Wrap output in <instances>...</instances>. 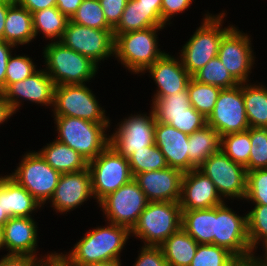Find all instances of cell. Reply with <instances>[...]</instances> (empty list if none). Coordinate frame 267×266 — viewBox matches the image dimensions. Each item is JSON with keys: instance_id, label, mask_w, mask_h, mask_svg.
I'll return each mask as SVG.
<instances>
[{"instance_id": "obj_1", "label": "cell", "mask_w": 267, "mask_h": 266, "mask_svg": "<svg viewBox=\"0 0 267 266\" xmlns=\"http://www.w3.org/2000/svg\"><path fill=\"white\" fill-rule=\"evenodd\" d=\"M86 232L70 254L57 253L56 257L66 266H84L107 260H120V253L131 231L113 223Z\"/></svg>"}, {"instance_id": "obj_2", "label": "cell", "mask_w": 267, "mask_h": 266, "mask_svg": "<svg viewBox=\"0 0 267 266\" xmlns=\"http://www.w3.org/2000/svg\"><path fill=\"white\" fill-rule=\"evenodd\" d=\"M57 141L77 151L88 162L95 159L109 144L105 130L110 123H93L81 118L55 116Z\"/></svg>"}, {"instance_id": "obj_3", "label": "cell", "mask_w": 267, "mask_h": 266, "mask_svg": "<svg viewBox=\"0 0 267 266\" xmlns=\"http://www.w3.org/2000/svg\"><path fill=\"white\" fill-rule=\"evenodd\" d=\"M46 72L55 85L85 84L98 66L88 57L66 47L60 41L48 43L43 50Z\"/></svg>"}, {"instance_id": "obj_4", "label": "cell", "mask_w": 267, "mask_h": 266, "mask_svg": "<svg viewBox=\"0 0 267 266\" xmlns=\"http://www.w3.org/2000/svg\"><path fill=\"white\" fill-rule=\"evenodd\" d=\"M164 27H149L143 30L114 36V55L133 73H143L165 52L158 49V30Z\"/></svg>"}, {"instance_id": "obj_5", "label": "cell", "mask_w": 267, "mask_h": 266, "mask_svg": "<svg viewBox=\"0 0 267 266\" xmlns=\"http://www.w3.org/2000/svg\"><path fill=\"white\" fill-rule=\"evenodd\" d=\"M182 210L179 202H149L131 230L143 239L145 246H160L181 228Z\"/></svg>"}, {"instance_id": "obj_6", "label": "cell", "mask_w": 267, "mask_h": 266, "mask_svg": "<svg viewBox=\"0 0 267 266\" xmlns=\"http://www.w3.org/2000/svg\"><path fill=\"white\" fill-rule=\"evenodd\" d=\"M205 16L202 25L182 47L180 54L181 62L191 76L217 56L222 37L233 27L221 28L224 13L216 16L208 13Z\"/></svg>"}, {"instance_id": "obj_7", "label": "cell", "mask_w": 267, "mask_h": 266, "mask_svg": "<svg viewBox=\"0 0 267 266\" xmlns=\"http://www.w3.org/2000/svg\"><path fill=\"white\" fill-rule=\"evenodd\" d=\"M88 169L97 203L134 178L128 158L122 156L110 144L95 159L88 162Z\"/></svg>"}, {"instance_id": "obj_8", "label": "cell", "mask_w": 267, "mask_h": 266, "mask_svg": "<svg viewBox=\"0 0 267 266\" xmlns=\"http://www.w3.org/2000/svg\"><path fill=\"white\" fill-rule=\"evenodd\" d=\"M214 245L227 249L242 264H251L254 253L249 245L247 215H237L225 202L216 206Z\"/></svg>"}, {"instance_id": "obj_9", "label": "cell", "mask_w": 267, "mask_h": 266, "mask_svg": "<svg viewBox=\"0 0 267 266\" xmlns=\"http://www.w3.org/2000/svg\"><path fill=\"white\" fill-rule=\"evenodd\" d=\"M92 90L85 84L56 85L54 116L81 118L93 123H110Z\"/></svg>"}, {"instance_id": "obj_10", "label": "cell", "mask_w": 267, "mask_h": 266, "mask_svg": "<svg viewBox=\"0 0 267 266\" xmlns=\"http://www.w3.org/2000/svg\"><path fill=\"white\" fill-rule=\"evenodd\" d=\"M60 175L34 151L26 153L15 172L9 176L44 205L52 198Z\"/></svg>"}, {"instance_id": "obj_11", "label": "cell", "mask_w": 267, "mask_h": 266, "mask_svg": "<svg viewBox=\"0 0 267 266\" xmlns=\"http://www.w3.org/2000/svg\"><path fill=\"white\" fill-rule=\"evenodd\" d=\"M148 203L146 195L133 178L104 197L99 205L109 223L124 226L131 231Z\"/></svg>"}, {"instance_id": "obj_12", "label": "cell", "mask_w": 267, "mask_h": 266, "mask_svg": "<svg viewBox=\"0 0 267 266\" xmlns=\"http://www.w3.org/2000/svg\"><path fill=\"white\" fill-rule=\"evenodd\" d=\"M198 169L214 183L223 200L225 197L244 199L247 182L246 168L233 162L222 151L210 155Z\"/></svg>"}, {"instance_id": "obj_13", "label": "cell", "mask_w": 267, "mask_h": 266, "mask_svg": "<svg viewBox=\"0 0 267 266\" xmlns=\"http://www.w3.org/2000/svg\"><path fill=\"white\" fill-rule=\"evenodd\" d=\"M207 125L214 128L221 137L250 128L243 99V83L221 89L214 110L207 118Z\"/></svg>"}, {"instance_id": "obj_14", "label": "cell", "mask_w": 267, "mask_h": 266, "mask_svg": "<svg viewBox=\"0 0 267 266\" xmlns=\"http://www.w3.org/2000/svg\"><path fill=\"white\" fill-rule=\"evenodd\" d=\"M66 47L88 57L96 65L114 55L113 30H101L76 24L70 19L61 41Z\"/></svg>"}, {"instance_id": "obj_15", "label": "cell", "mask_w": 267, "mask_h": 266, "mask_svg": "<svg viewBox=\"0 0 267 266\" xmlns=\"http://www.w3.org/2000/svg\"><path fill=\"white\" fill-rule=\"evenodd\" d=\"M156 118L153 110L146 114L131 115L121 121L115 133L110 135V145L122 156L128 158L136 150L154 146Z\"/></svg>"}, {"instance_id": "obj_16", "label": "cell", "mask_w": 267, "mask_h": 266, "mask_svg": "<svg viewBox=\"0 0 267 266\" xmlns=\"http://www.w3.org/2000/svg\"><path fill=\"white\" fill-rule=\"evenodd\" d=\"M251 44L250 37L233 26L222 37L219 45V60L239 84L248 82L254 65Z\"/></svg>"}, {"instance_id": "obj_17", "label": "cell", "mask_w": 267, "mask_h": 266, "mask_svg": "<svg viewBox=\"0 0 267 266\" xmlns=\"http://www.w3.org/2000/svg\"><path fill=\"white\" fill-rule=\"evenodd\" d=\"M55 86L47 72L42 69L24 80L10 84L3 94L12 112L16 113L21 99L52 107Z\"/></svg>"}, {"instance_id": "obj_18", "label": "cell", "mask_w": 267, "mask_h": 266, "mask_svg": "<svg viewBox=\"0 0 267 266\" xmlns=\"http://www.w3.org/2000/svg\"><path fill=\"white\" fill-rule=\"evenodd\" d=\"M224 203L214 183L198 168L183 173L181 181V210L208 209Z\"/></svg>"}, {"instance_id": "obj_19", "label": "cell", "mask_w": 267, "mask_h": 266, "mask_svg": "<svg viewBox=\"0 0 267 266\" xmlns=\"http://www.w3.org/2000/svg\"><path fill=\"white\" fill-rule=\"evenodd\" d=\"M90 197L94 198L91 175L88 167L77 172L61 174L55 192L50 199L59 213L81 206Z\"/></svg>"}, {"instance_id": "obj_20", "label": "cell", "mask_w": 267, "mask_h": 266, "mask_svg": "<svg viewBox=\"0 0 267 266\" xmlns=\"http://www.w3.org/2000/svg\"><path fill=\"white\" fill-rule=\"evenodd\" d=\"M180 170L167 167L165 169L146 171L134 176L149 202H179L181 197Z\"/></svg>"}, {"instance_id": "obj_21", "label": "cell", "mask_w": 267, "mask_h": 266, "mask_svg": "<svg viewBox=\"0 0 267 266\" xmlns=\"http://www.w3.org/2000/svg\"><path fill=\"white\" fill-rule=\"evenodd\" d=\"M189 135L177 130L173 126L155 123V145L165 156L168 167L180 170L182 173L189 172Z\"/></svg>"}, {"instance_id": "obj_22", "label": "cell", "mask_w": 267, "mask_h": 266, "mask_svg": "<svg viewBox=\"0 0 267 266\" xmlns=\"http://www.w3.org/2000/svg\"><path fill=\"white\" fill-rule=\"evenodd\" d=\"M145 71L152 75L158 86L154 97H164L185 90L192 77L183 66L181 59H175L167 53Z\"/></svg>"}, {"instance_id": "obj_23", "label": "cell", "mask_w": 267, "mask_h": 266, "mask_svg": "<svg viewBox=\"0 0 267 266\" xmlns=\"http://www.w3.org/2000/svg\"><path fill=\"white\" fill-rule=\"evenodd\" d=\"M37 225L32 217H10L3 226L7 255H28L37 258Z\"/></svg>"}, {"instance_id": "obj_24", "label": "cell", "mask_w": 267, "mask_h": 266, "mask_svg": "<svg viewBox=\"0 0 267 266\" xmlns=\"http://www.w3.org/2000/svg\"><path fill=\"white\" fill-rule=\"evenodd\" d=\"M1 206L9 217H31L42 205L9 175L1 176Z\"/></svg>"}, {"instance_id": "obj_25", "label": "cell", "mask_w": 267, "mask_h": 266, "mask_svg": "<svg viewBox=\"0 0 267 266\" xmlns=\"http://www.w3.org/2000/svg\"><path fill=\"white\" fill-rule=\"evenodd\" d=\"M165 25L161 10H152V7H144L136 0H128L120 22L113 29V35Z\"/></svg>"}, {"instance_id": "obj_26", "label": "cell", "mask_w": 267, "mask_h": 266, "mask_svg": "<svg viewBox=\"0 0 267 266\" xmlns=\"http://www.w3.org/2000/svg\"><path fill=\"white\" fill-rule=\"evenodd\" d=\"M34 38L32 14L18 2L11 4L6 14L4 41L19 46Z\"/></svg>"}, {"instance_id": "obj_27", "label": "cell", "mask_w": 267, "mask_h": 266, "mask_svg": "<svg viewBox=\"0 0 267 266\" xmlns=\"http://www.w3.org/2000/svg\"><path fill=\"white\" fill-rule=\"evenodd\" d=\"M60 174L77 172L88 167V161L77 151L57 140L38 152Z\"/></svg>"}, {"instance_id": "obj_28", "label": "cell", "mask_w": 267, "mask_h": 266, "mask_svg": "<svg viewBox=\"0 0 267 266\" xmlns=\"http://www.w3.org/2000/svg\"><path fill=\"white\" fill-rule=\"evenodd\" d=\"M181 228L198 244H214L215 207L182 210Z\"/></svg>"}, {"instance_id": "obj_29", "label": "cell", "mask_w": 267, "mask_h": 266, "mask_svg": "<svg viewBox=\"0 0 267 266\" xmlns=\"http://www.w3.org/2000/svg\"><path fill=\"white\" fill-rule=\"evenodd\" d=\"M189 171L198 168L210 155L221 151V135L205 125L188 137Z\"/></svg>"}, {"instance_id": "obj_30", "label": "cell", "mask_w": 267, "mask_h": 266, "mask_svg": "<svg viewBox=\"0 0 267 266\" xmlns=\"http://www.w3.org/2000/svg\"><path fill=\"white\" fill-rule=\"evenodd\" d=\"M198 243L182 228L166 239L160 248L169 266H189Z\"/></svg>"}, {"instance_id": "obj_31", "label": "cell", "mask_w": 267, "mask_h": 266, "mask_svg": "<svg viewBox=\"0 0 267 266\" xmlns=\"http://www.w3.org/2000/svg\"><path fill=\"white\" fill-rule=\"evenodd\" d=\"M243 99L250 127L267 128V87L243 83Z\"/></svg>"}, {"instance_id": "obj_32", "label": "cell", "mask_w": 267, "mask_h": 266, "mask_svg": "<svg viewBox=\"0 0 267 266\" xmlns=\"http://www.w3.org/2000/svg\"><path fill=\"white\" fill-rule=\"evenodd\" d=\"M153 107L156 121L169 124V116L191 115L195 108L191 106L187 88L178 93L164 97H153Z\"/></svg>"}, {"instance_id": "obj_33", "label": "cell", "mask_w": 267, "mask_h": 266, "mask_svg": "<svg viewBox=\"0 0 267 266\" xmlns=\"http://www.w3.org/2000/svg\"><path fill=\"white\" fill-rule=\"evenodd\" d=\"M33 31L35 37L42 32L45 38L61 41L69 19L57 7H49L32 13ZM56 38V39H55Z\"/></svg>"}, {"instance_id": "obj_34", "label": "cell", "mask_w": 267, "mask_h": 266, "mask_svg": "<svg viewBox=\"0 0 267 266\" xmlns=\"http://www.w3.org/2000/svg\"><path fill=\"white\" fill-rule=\"evenodd\" d=\"M221 89L218 86L200 83L191 77L187 84L191 106L208 118L214 110Z\"/></svg>"}, {"instance_id": "obj_35", "label": "cell", "mask_w": 267, "mask_h": 266, "mask_svg": "<svg viewBox=\"0 0 267 266\" xmlns=\"http://www.w3.org/2000/svg\"><path fill=\"white\" fill-rule=\"evenodd\" d=\"M227 249L214 244H199L189 266H242Z\"/></svg>"}, {"instance_id": "obj_36", "label": "cell", "mask_w": 267, "mask_h": 266, "mask_svg": "<svg viewBox=\"0 0 267 266\" xmlns=\"http://www.w3.org/2000/svg\"><path fill=\"white\" fill-rule=\"evenodd\" d=\"M128 161L133 177L138 173L168 167L165 156L156 145L146 146L141 150H136L128 157Z\"/></svg>"}, {"instance_id": "obj_37", "label": "cell", "mask_w": 267, "mask_h": 266, "mask_svg": "<svg viewBox=\"0 0 267 266\" xmlns=\"http://www.w3.org/2000/svg\"><path fill=\"white\" fill-rule=\"evenodd\" d=\"M192 77L200 83L218 86L222 89L239 85L229 73L228 69L219 60L218 56L212 58Z\"/></svg>"}, {"instance_id": "obj_38", "label": "cell", "mask_w": 267, "mask_h": 266, "mask_svg": "<svg viewBox=\"0 0 267 266\" xmlns=\"http://www.w3.org/2000/svg\"><path fill=\"white\" fill-rule=\"evenodd\" d=\"M250 148V128L243 132L231 133L221 137V151L233 162L244 167L249 161Z\"/></svg>"}, {"instance_id": "obj_39", "label": "cell", "mask_w": 267, "mask_h": 266, "mask_svg": "<svg viewBox=\"0 0 267 266\" xmlns=\"http://www.w3.org/2000/svg\"><path fill=\"white\" fill-rule=\"evenodd\" d=\"M70 20L89 28L113 30L106 21L99 0H83Z\"/></svg>"}, {"instance_id": "obj_40", "label": "cell", "mask_w": 267, "mask_h": 266, "mask_svg": "<svg viewBox=\"0 0 267 266\" xmlns=\"http://www.w3.org/2000/svg\"><path fill=\"white\" fill-rule=\"evenodd\" d=\"M247 233L252 253L260 241L267 243V205L255 204L247 214Z\"/></svg>"}, {"instance_id": "obj_41", "label": "cell", "mask_w": 267, "mask_h": 266, "mask_svg": "<svg viewBox=\"0 0 267 266\" xmlns=\"http://www.w3.org/2000/svg\"><path fill=\"white\" fill-rule=\"evenodd\" d=\"M250 156L246 171L267 168V128L250 127Z\"/></svg>"}, {"instance_id": "obj_42", "label": "cell", "mask_w": 267, "mask_h": 266, "mask_svg": "<svg viewBox=\"0 0 267 266\" xmlns=\"http://www.w3.org/2000/svg\"><path fill=\"white\" fill-rule=\"evenodd\" d=\"M245 200L267 205V168L247 172Z\"/></svg>"}, {"instance_id": "obj_43", "label": "cell", "mask_w": 267, "mask_h": 266, "mask_svg": "<svg viewBox=\"0 0 267 266\" xmlns=\"http://www.w3.org/2000/svg\"><path fill=\"white\" fill-rule=\"evenodd\" d=\"M37 71L31 58L28 56H10L5 77V89L12 83L24 80Z\"/></svg>"}, {"instance_id": "obj_44", "label": "cell", "mask_w": 267, "mask_h": 266, "mask_svg": "<svg viewBox=\"0 0 267 266\" xmlns=\"http://www.w3.org/2000/svg\"><path fill=\"white\" fill-rule=\"evenodd\" d=\"M169 125L190 135L207 125V118L195 110L191 115L169 116Z\"/></svg>"}, {"instance_id": "obj_45", "label": "cell", "mask_w": 267, "mask_h": 266, "mask_svg": "<svg viewBox=\"0 0 267 266\" xmlns=\"http://www.w3.org/2000/svg\"><path fill=\"white\" fill-rule=\"evenodd\" d=\"M133 266H169L160 246H143Z\"/></svg>"}, {"instance_id": "obj_46", "label": "cell", "mask_w": 267, "mask_h": 266, "mask_svg": "<svg viewBox=\"0 0 267 266\" xmlns=\"http://www.w3.org/2000/svg\"><path fill=\"white\" fill-rule=\"evenodd\" d=\"M57 253H51L44 259L28 255H5L0 260V266H45L46 262L53 260Z\"/></svg>"}, {"instance_id": "obj_47", "label": "cell", "mask_w": 267, "mask_h": 266, "mask_svg": "<svg viewBox=\"0 0 267 266\" xmlns=\"http://www.w3.org/2000/svg\"><path fill=\"white\" fill-rule=\"evenodd\" d=\"M107 23L114 29L121 20L128 0H99Z\"/></svg>"}, {"instance_id": "obj_48", "label": "cell", "mask_w": 267, "mask_h": 266, "mask_svg": "<svg viewBox=\"0 0 267 266\" xmlns=\"http://www.w3.org/2000/svg\"><path fill=\"white\" fill-rule=\"evenodd\" d=\"M192 0H162V21L166 24L173 15L184 12L191 5ZM172 16V17H171Z\"/></svg>"}, {"instance_id": "obj_49", "label": "cell", "mask_w": 267, "mask_h": 266, "mask_svg": "<svg viewBox=\"0 0 267 266\" xmlns=\"http://www.w3.org/2000/svg\"><path fill=\"white\" fill-rule=\"evenodd\" d=\"M14 47L13 44L0 39V91L2 92L5 90L7 63L12 53L11 48Z\"/></svg>"}, {"instance_id": "obj_50", "label": "cell", "mask_w": 267, "mask_h": 266, "mask_svg": "<svg viewBox=\"0 0 267 266\" xmlns=\"http://www.w3.org/2000/svg\"><path fill=\"white\" fill-rule=\"evenodd\" d=\"M31 14L49 7H56V0H18Z\"/></svg>"}, {"instance_id": "obj_51", "label": "cell", "mask_w": 267, "mask_h": 266, "mask_svg": "<svg viewBox=\"0 0 267 266\" xmlns=\"http://www.w3.org/2000/svg\"><path fill=\"white\" fill-rule=\"evenodd\" d=\"M83 0H56L57 9L68 19L76 13Z\"/></svg>"}, {"instance_id": "obj_52", "label": "cell", "mask_w": 267, "mask_h": 266, "mask_svg": "<svg viewBox=\"0 0 267 266\" xmlns=\"http://www.w3.org/2000/svg\"><path fill=\"white\" fill-rule=\"evenodd\" d=\"M14 113L12 112L9 104L7 103L5 96L0 91V124L9 119Z\"/></svg>"}, {"instance_id": "obj_53", "label": "cell", "mask_w": 267, "mask_h": 266, "mask_svg": "<svg viewBox=\"0 0 267 266\" xmlns=\"http://www.w3.org/2000/svg\"><path fill=\"white\" fill-rule=\"evenodd\" d=\"M11 4L0 2V39L4 40L6 14Z\"/></svg>"}, {"instance_id": "obj_54", "label": "cell", "mask_w": 267, "mask_h": 266, "mask_svg": "<svg viewBox=\"0 0 267 266\" xmlns=\"http://www.w3.org/2000/svg\"><path fill=\"white\" fill-rule=\"evenodd\" d=\"M144 7H152V10H161L162 0H136Z\"/></svg>"}, {"instance_id": "obj_55", "label": "cell", "mask_w": 267, "mask_h": 266, "mask_svg": "<svg viewBox=\"0 0 267 266\" xmlns=\"http://www.w3.org/2000/svg\"><path fill=\"white\" fill-rule=\"evenodd\" d=\"M84 266H121L120 260H107L96 263H90Z\"/></svg>"}, {"instance_id": "obj_56", "label": "cell", "mask_w": 267, "mask_h": 266, "mask_svg": "<svg viewBox=\"0 0 267 266\" xmlns=\"http://www.w3.org/2000/svg\"><path fill=\"white\" fill-rule=\"evenodd\" d=\"M264 246V250H265V258H264V260L263 259H261V258H259V257H253V260H252V263H251V265L252 266H267V243L265 244V245H263Z\"/></svg>"}, {"instance_id": "obj_57", "label": "cell", "mask_w": 267, "mask_h": 266, "mask_svg": "<svg viewBox=\"0 0 267 266\" xmlns=\"http://www.w3.org/2000/svg\"><path fill=\"white\" fill-rule=\"evenodd\" d=\"M9 216L6 214L5 210L1 206V177H0V226L3 227L5 223L9 220Z\"/></svg>"}, {"instance_id": "obj_58", "label": "cell", "mask_w": 267, "mask_h": 266, "mask_svg": "<svg viewBox=\"0 0 267 266\" xmlns=\"http://www.w3.org/2000/svg\"><path fill=\"white\" fill-rule=\"evenodd\" d=\"M50 266H66V265L57 257H55L53 260L50 261Z\"/></svg>"}, {"instance_id": "obj_59", "label": "cell", "mask_w": 267, "mask_h": 266, "mask_svg": "<svg viewBox=\"0 0 267 266\" xmlns=\"http://www.w3.org/2000/svg\"><path fill=\"white\" fill-rule=\"evenodd\" d=\"M3 247H5L4 236H3V227L0 226V249H3Z\"/></svg>"}, {"instance_id": "obj_60", "label": "cell", "mask_w": 267, "mask_h": 266, "mask_svg": "<svg viewBox=\"0 0 267 266\" xmlns=\"http://www.w3.org/2000/svg\"><path fill=\"white\" fill-rule=\"evenodd\" d=\"M18 0H0V2H3V3H9V4H13V3H16Z\"/></svg>"}, {"instance_id": "obj_61", "label": "cell", "mask_w": 267, "mask_h": 266, "mask_svg": "<svg viewBox=\"0 0 267 266\" xmlns=\"http://www.w3.org/2000/svg\"><path fill=\"white\" fill-rule=\"evenodd\" d=\"M45 266H50V261L46 262Z\"/></svg>"}, {"instance_id": "obj_62", "label": "cell", "mask_w": 267, "mask_h": 266, "mask_svg": "<svg viewBox=\"0 0 267 266\" xmlns=\"http://www.w3.org/2000/svg\"><path fill=\"white\" fill-rule=\"evenodd\" d=\"M242 266H252L251 264H243Z\"/></svg>"}]
</instances>
